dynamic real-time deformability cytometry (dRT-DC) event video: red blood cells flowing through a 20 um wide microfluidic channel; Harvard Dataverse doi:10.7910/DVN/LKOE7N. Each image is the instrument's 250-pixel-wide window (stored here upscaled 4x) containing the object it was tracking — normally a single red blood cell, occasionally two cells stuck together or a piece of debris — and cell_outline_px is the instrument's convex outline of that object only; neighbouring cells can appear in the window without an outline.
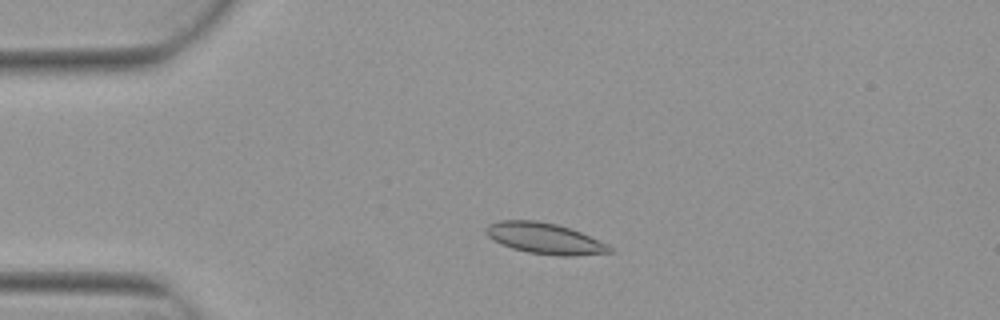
{"species": "Egyptian fruit bat (a non-hibernating species)", "species_latin": "Rousettus aegyptiacus", "temperature_condition": "warm", "stored_images_in_passage": 2, "camera_frame_rate_fps": 3000, "um_per_image_px": 0.085, "animal": {"sex": "female"}, "frame": {"image": 1, "passage_image": 2, "time_ms": 0.333, "image_size_px": [1000, 320], "cell_outline_px": [[612, 252], [572, 256], [560, 256], [528, 252], [512, 248], [500, 244], [488, 236], [484, 232], [484, 228], [488, 224], [500, 220], [536, 220], [556, 224], [572, 228], [608, 244], [612, 248]], "centroid_in_image_um": [46.28, 20.25], "position_along_channel_um": 38.7, "area_um2": 22.43}}